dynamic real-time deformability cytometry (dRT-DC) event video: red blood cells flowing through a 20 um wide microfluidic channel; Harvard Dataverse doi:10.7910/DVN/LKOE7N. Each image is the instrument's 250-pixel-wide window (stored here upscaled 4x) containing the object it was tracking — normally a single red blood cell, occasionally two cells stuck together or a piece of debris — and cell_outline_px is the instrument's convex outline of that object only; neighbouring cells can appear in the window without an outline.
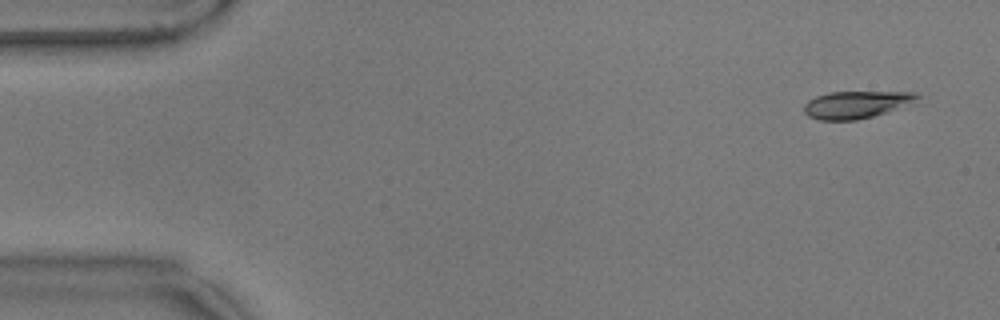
{"species": "common noctule bat (a hibernating species)", "species_latin": "Nyctalus noctula", "temperature_condition": "warm", "stored_images_in_passage": 56, "camera_frame_rate_fps": 3000, "um_per_image_px": 0.085, "animal": {"sex": "male", "body_mass_g": 17.9}, "frame": {"image": 1, "passage_image": 3, "time_ms": 0.667, "image_size_px": [1000, 320], "cell_outline_px": [[920, 96], [916, 104], [888, 112], [856, 120], [820, 120], [808, 116], [804, 112], [804, 104], [808, 100], [816, 96], [828, 92], [916, 92]], "centroid_in_image_um": [72.85, 8.89], "position_along_channel_um": 12.2, "area_um2": 18.32}}
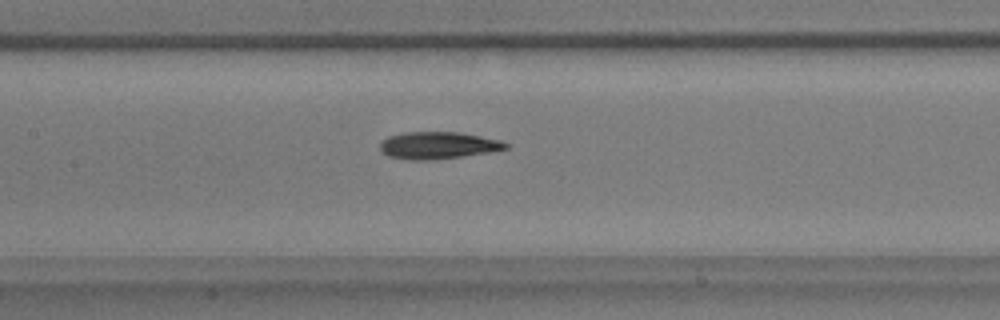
{"frame": {"image": 2, "passage_image": 26, "time_ms": 8.333, "image_size_px": [1000, 320], "cell_outline_px": [[508, 148], [488, 152], [464, 156], [432, 160], [412, 160], [388, 156], [380, 148], [380, 140], [388, 136], [404, 132], [460, 132], [500, 140], [508, 144]], "centroid_in_image_um": [37.21, 12.35], "position_along_channel_um": 170.2, "area_um2": 19.83}}
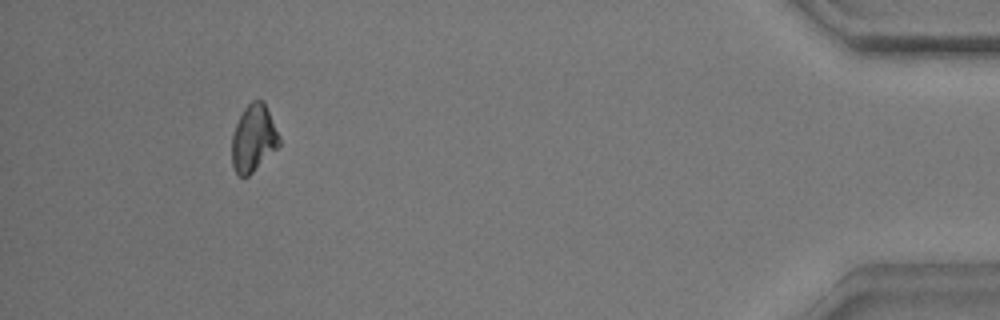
{"frame": {"image": 3, "passage_image": 52, "time_ms": 17.0, "image_size_px": [1000, 320], "cell_outline_px": [[280, 144], [248, 176], [240, 176], [236, 172], [232, 164], [232, 136], [236, 124], [244, 108], [252, 100], [264, 100], [280, 136]], "centroid_in_image_um": [21.55, 11.72], "position_along_channel_um": 413.7, "area_um2": 18.26}, "authors_computed_cell_mechanics": {"area_um2": 19.3919, "velocity_mm_per_s": 3.5607, "shape_relaxation_time_tau1_ms": 4.8501, "shape_relaxation_time_tau2_ms": 5.2735, "deformation_change_tau1": 0.1334, "deformation_change_tau2": 0.1075}}